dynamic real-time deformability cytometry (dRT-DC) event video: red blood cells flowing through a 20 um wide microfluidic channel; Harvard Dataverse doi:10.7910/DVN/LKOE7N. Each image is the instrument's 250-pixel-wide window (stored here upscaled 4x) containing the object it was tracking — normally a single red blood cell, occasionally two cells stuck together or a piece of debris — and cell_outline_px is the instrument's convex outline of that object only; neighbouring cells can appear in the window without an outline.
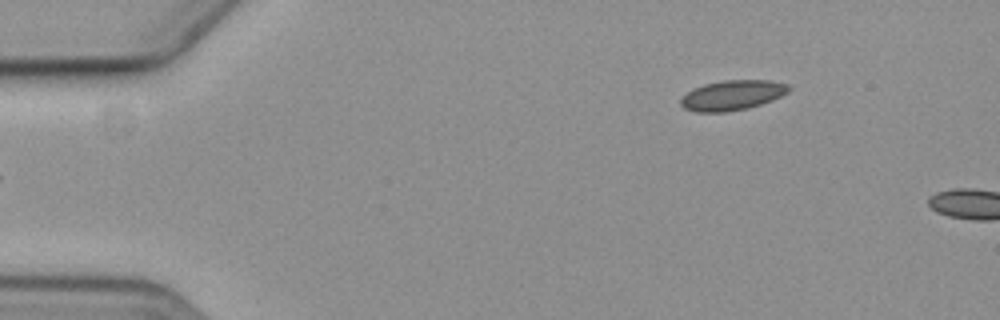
{"species": "common noctule bat (a hibernating species)", "species_latin": "Nyctalus noctula", "temperature_condition": "cold", "stored_images_in_passage": 3, "camera_frame_rate_fps": 3000, "um_per_image_px": 0.085, "animal": {"sex": "female", "body_mass_g": 19.3, "forearm_length_mm": 54.1}, "frame": {"image": 1, "passage_image": 3, "time_ms": 2.333, "image_size_px": [1000, 320], "cell_outline_px": [[792, 88], [788, 92], [772, 100], [748, 108], [724, 112], [696, 112], [684, 108], [680, 104], [680, 96], [692, 88], [704, 84], [720, 80], [772, 80], [788, 84]], "centroid_in_image_um": [62.21, 8.08], "position_along_channel_um": 22.8, "area_um2": 19.13}}